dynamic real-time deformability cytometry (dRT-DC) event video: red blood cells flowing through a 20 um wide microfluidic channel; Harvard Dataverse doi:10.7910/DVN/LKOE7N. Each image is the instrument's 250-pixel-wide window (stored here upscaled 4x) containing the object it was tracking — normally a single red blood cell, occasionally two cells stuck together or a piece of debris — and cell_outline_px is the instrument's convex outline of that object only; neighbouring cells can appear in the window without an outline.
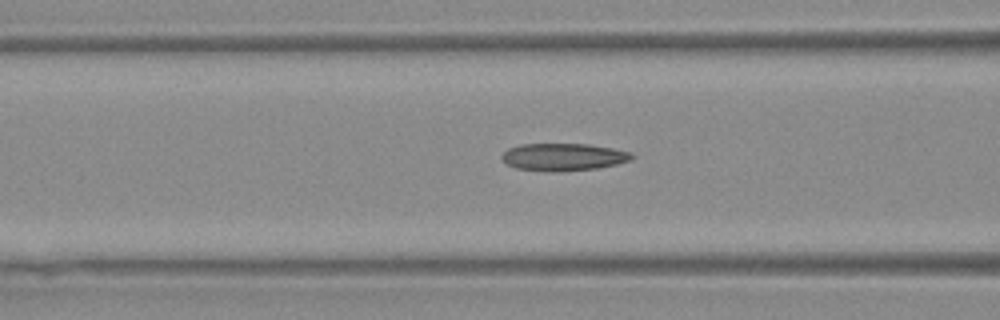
{"species": "Egyptian fruit bat (a non-hibernating species)", "species_latin": "Rousettus aegyptiacus", "temperature_condition": "warm", "stored_images_in_passage": 45, "camera_frame_rate_fps": 3000, "um_per_image_px": 0.085, "animal": {"sex": "female"}, "frame": {"image": 1, "passage_image": 23, "time_ms": 7.333, "image_size_px": [1000, 320], "cell_outline_px": [[636, 156], [632, 160], [616, 164], [596, 168], [560, 172], [552, 172], [516, 168], [508, 164], [500, 156], [508, 148], [520, 144], [588, 144], [612, 148], [632, 152]], "centroid_in_image_um": [47.92, 13.34], "position_along_channel_um": 118.7, "area_um2": 20.87}}
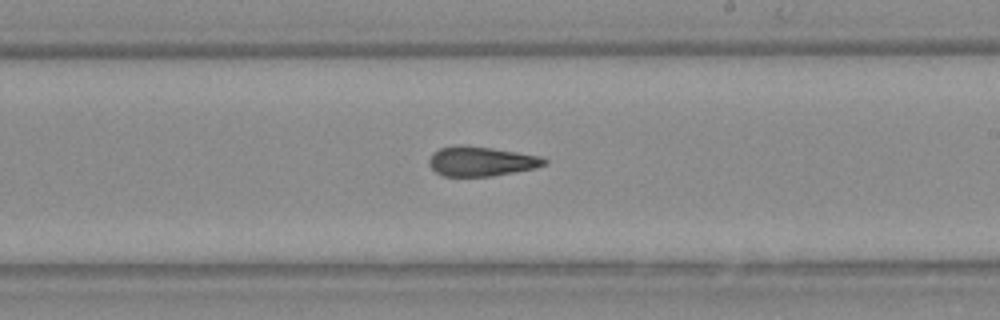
{"frame": {"image": 2, "passage_image": 33, "time_ms": 10.667, "image_size_px": [1000, 320], "cell_outline_px": [[548, 164], [536, 168], [492, 176], [444, 176], [436, 172], [428, 164], [428, 160], [432, 152], [440, 148], [460, 144], [468, 144], [540, 156], [548, 160]], "centroid_in_image_um": [40.89, 13.7], "position_along_channel_um": 248.1, "area_um2": 20.11}}
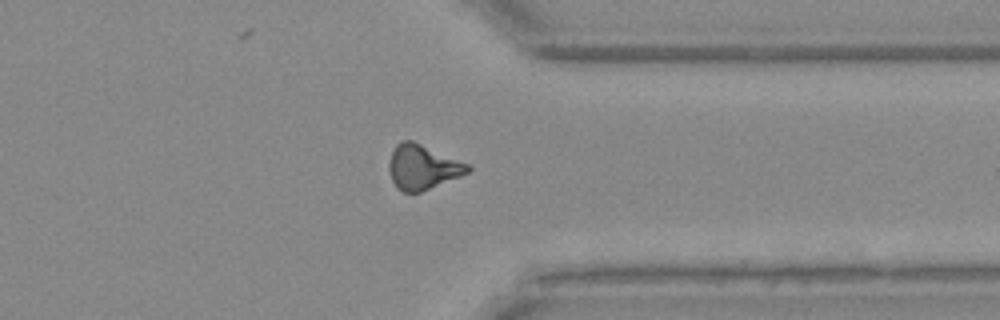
{"frame": {"image": 3, "passage_image": 43, "time_ms": 14.0, "image_size_px": [1000, 320], "cell_outline_px": [[472, 168], [468, 172], [460, 176], [420, 192], [404, 192], [396, 188], [392, 180], [388, 168], [388, 164], [392, 152], [396, 144], [404, 140], [412, 140], [468, 164]], "centroid_in_image_um": [35.89, 14.2], "position_along_channel_um": 375.5, "area_um2": 20.23}}